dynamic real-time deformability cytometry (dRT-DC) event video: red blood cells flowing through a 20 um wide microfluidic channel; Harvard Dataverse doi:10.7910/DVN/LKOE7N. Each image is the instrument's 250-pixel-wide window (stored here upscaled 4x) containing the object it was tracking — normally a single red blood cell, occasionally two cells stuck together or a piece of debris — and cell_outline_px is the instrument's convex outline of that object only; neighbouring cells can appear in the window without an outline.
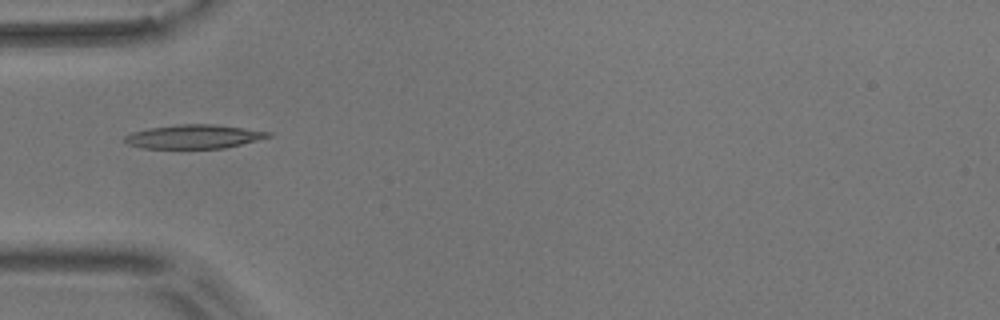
{"species": "common noctule bat (a hibernating species)", "species_latin": "Nyctalus noctula", "temperature_condition": "room temperature", "stored_images_in_passage": 4, "camera_frame_rate_fps": 3000, "um_per_image_px": 0.085, "animal": {"sex": "male", "body_mass_g": 17.9}, "frame": {"image": 1, "passage_image": 4, "time_ms": 4.667, "image_size_px": [1000, 320], "cell_outline_px": [[272, 136], [224, 148], [144, 148], [128, 144], [124, 140], [124, 136], [132, 132], [152, 128], [180, 124], [212, 124], [244, 128], [272, 132]], "centroid_in_image_um": [16.49, 11.61], "position_along_channel_um": 68.5, "area_um2": 19.65}}